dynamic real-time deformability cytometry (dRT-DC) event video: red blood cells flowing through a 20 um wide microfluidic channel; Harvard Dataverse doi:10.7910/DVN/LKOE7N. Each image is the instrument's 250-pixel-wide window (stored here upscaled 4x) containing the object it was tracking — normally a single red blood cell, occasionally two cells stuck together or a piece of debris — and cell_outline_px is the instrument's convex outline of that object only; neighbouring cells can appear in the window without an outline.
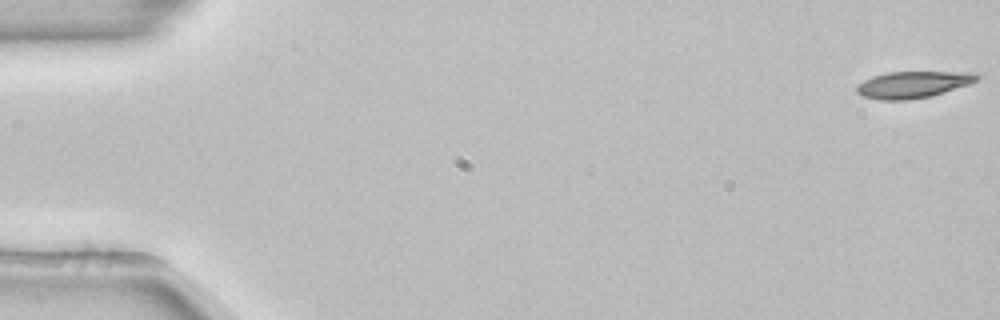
{"species": "common noctule bat (a hibernating species)", "species_latin": "Nyctalus noctula", "temperature_condition": "room temperature", "stored_images_in_passage": 51, "camera_frame_rate_fps": 3000, "um_per_image_px": 0.085, "animal": {"sex": "female", "body_mass_g": 22.7, "forearm_length_mm": 54.2}, "frame": {"image": 1, "passage_image": 1, "time_ms": 0.0, "image_size_px": [1000, 320], "cell_outline_px": [[980, 76], [976, 80], [968, 84], [932, 96], [908, 100], [880, 100], [860, 96], [856, 92], [856, 84], [872, 76], [888, 72], [976, 72]], "centroid_in_image_um": [77.55, 7.19], "position_along_channel_um": 7.5, "area_um2": 18.79}}
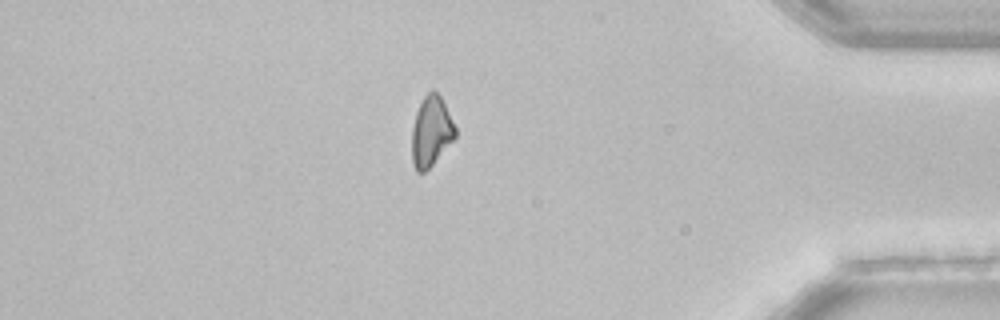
{"frame": {"image": 2, "passage_image": 46, "time_ms": 15.0, "image_size_px": [1000, 320], "cell_outline_px": [[456, 136], [432, 164], [424, 172], [416, 172], [412, 164], [412, 128], [416, 112], [424, 96], [432, 88], [440, 96], [456, 128]], "centroid_in_image_um": [36.62, 11.17], "position_along_channel_um": 398.6, "area_um2": 17.46}, "authors_computed_cell_mechanics": {"area_um2": 19.074, "velocity_mm_per_s": 3.8794, "shape_relaxation_time_tau1_ms": 6.1784, "shape_relaxation_time_tau2_ms": null, "deformation_change_tau1": 0.1425, "deformation_change_tau2": null}}